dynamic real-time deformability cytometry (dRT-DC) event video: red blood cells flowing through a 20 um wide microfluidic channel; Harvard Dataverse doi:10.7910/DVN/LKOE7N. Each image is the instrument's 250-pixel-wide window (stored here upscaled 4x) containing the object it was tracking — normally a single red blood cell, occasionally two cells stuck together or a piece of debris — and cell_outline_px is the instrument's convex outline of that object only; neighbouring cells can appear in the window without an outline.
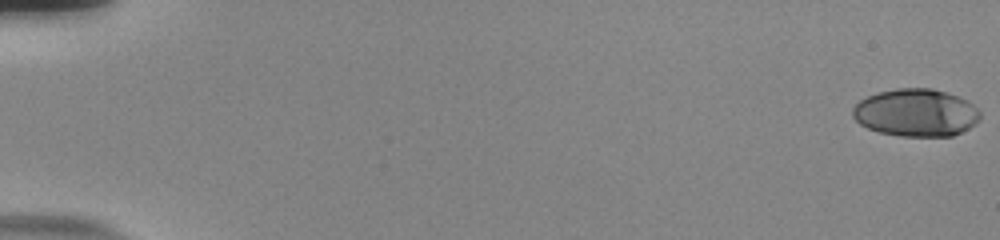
{"species": "human", "species_latin": "Homo sapiens", "temperature_condition": "room temperature", "stored_images_in_passage": 57, "camera_frame_rate_fps": 3000, "um_per_image_px": 0.085, "donor": {"sex": "male"}, "frame": {"image": 1, "passage_image": 1, "time_ms": 0.0, "image_size_px": [1000, 240], "cell_outline_px": [[980, 116], [968, 128], [952, 136], [900, 136], [880, 132], [868, 128], [860, 124], [852, 116], [852, 108], [860, 100], [876, 92], [896, 88], [932, 88], [968, 100], [980, 112]], "centroid_in_image_um": [77.81, 9.57], "position_along_channel_um": 7.2, "area_um2": 35.14}}
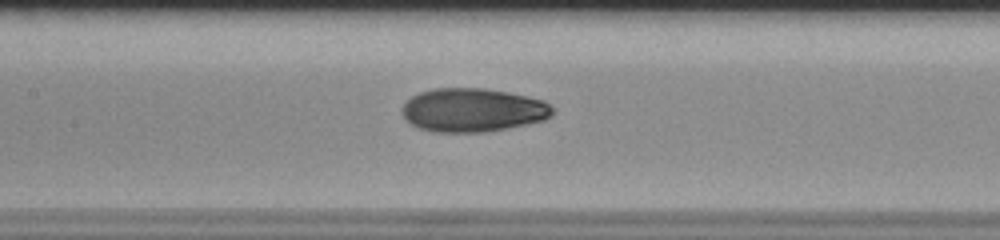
{"frame": {"image": 2, "passage_image": 29, "time_ms": 9.333, "image_size_px": [1000, 240], "cell_outline_px": [[552, 116], [544, 120], [508, 128], [484, 132], [436, 132], [420, 128], [404, 120], [400, 112], [400, 108], [412, 96], [420, 92], [432, 88], [484, 88], [508, 92], [528, 96], [544, 100], [552, 108]], "centroid_in_image_um": [40.16, 9.35], "position_along_channel_um": 167.2, "area_um2": 38.44}}
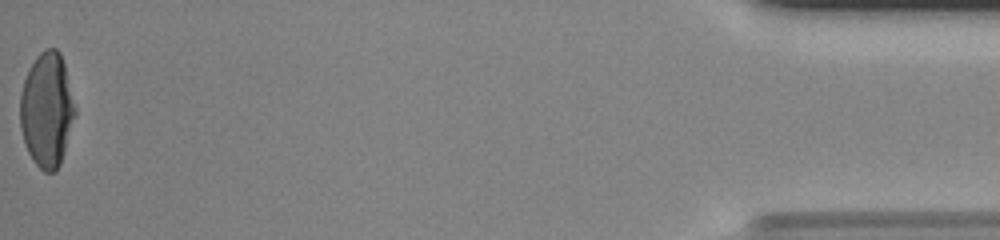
{"frame": {"image": 3, "passage_image": 57, "time_ms": 18.667, "image_size_px": [1000, 240], "cell_outline_px": [[76, 116], [60, 164], [52, 172], [44, 172], [32, 160], [28, 152], [20, 128], [20, 96], [24, 80], [28, 68], [36, 56], [44, 48], [56, 48], [60, 52], [64, 64], [76, 108]], "centroid_in_image_um": [3.98, 9.32], "position_along_channel_um": 431.2, "area_um2": 36.82}, "authors_computed_cell_mechanics": {"area_um2": 36.3562, "velocity_mm_per_s": 3.7614, "shape_relaxation_time_tau1_ms": 8.145, "shape_relaxation_time_tau2_ms": 1.5006, "deformation_change_tau1": 0.2847, "deformation_change_tau2": 0.0393}}